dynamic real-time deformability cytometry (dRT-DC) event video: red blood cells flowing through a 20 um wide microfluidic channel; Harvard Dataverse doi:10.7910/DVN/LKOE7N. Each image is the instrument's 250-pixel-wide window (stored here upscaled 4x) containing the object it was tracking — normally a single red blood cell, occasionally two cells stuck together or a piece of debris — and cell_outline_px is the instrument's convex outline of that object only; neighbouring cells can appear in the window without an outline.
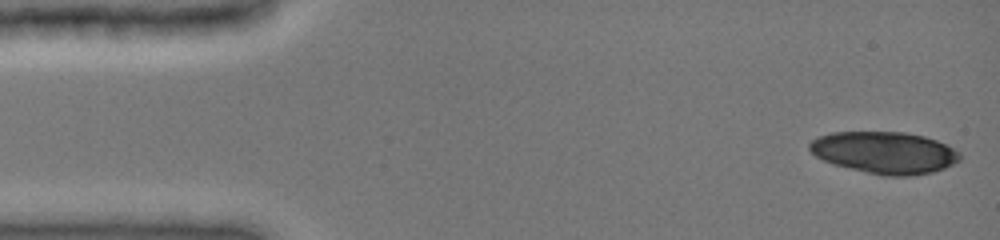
{"species": "common noctule bat (a hibernating species)", "species_latin": "Nyctalus noctula", "temperature_condition": "cold", "stored_images_in_passage": 10, "camera_frame_rate_fps": 3000, "um_per_image_px": 0.085, "animal": {"sex": "female", "body_mass_g": 19.0, "forearm_length_mm": 51.5}, "frame": {"image": 1, "passage_image": 1, "time_ms": 0.0, "image_size_px": [1000, 240], "cell_outline_px": [[960, 160], [944, 168], [932, 172], [908, 176], [884, 176], [832, 164], [816, 156], [808, 148], [808, 144], [816, 136], [832, 132], [904, 132], [924, 136], [936, 140], [960, 152]], "centroid_in_image_um": [75.16, 12.96], "position_along_channel_um": 9.8, "area_um2": 36.65}}
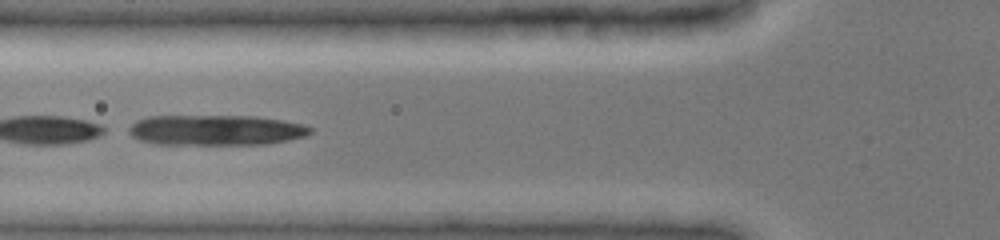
{"frame": {"image": 2, "passage_image": 9, "time_ms": 5.333, "image_size_px": [1000, 240], "cell_outline_px": [[312, 132], [308, 136], [288, 140], [264, 144], [152, 144], [140, 140], [132, 136], [124, 128], [136, 120], [148, 116], [256, 116], [284, 120], [304, 124], [312, 128]], "centroid_in_image_um": [18.32, 11.05], "position_along_channel_um": 107.5, "area_um2": 32.6}}